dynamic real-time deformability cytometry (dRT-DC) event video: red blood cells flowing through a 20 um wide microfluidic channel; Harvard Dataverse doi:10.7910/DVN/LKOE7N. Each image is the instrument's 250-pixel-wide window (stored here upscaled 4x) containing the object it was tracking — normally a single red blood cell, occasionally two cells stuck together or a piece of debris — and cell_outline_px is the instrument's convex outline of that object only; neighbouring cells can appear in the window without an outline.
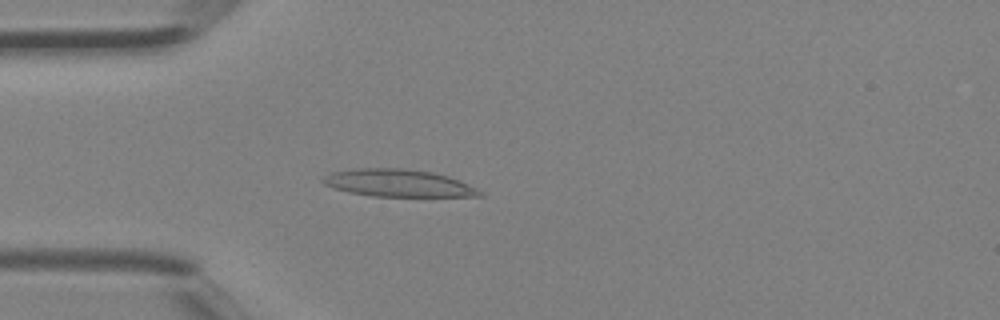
{"species": "Egyptian fruit bat (a non-hibernating species)", "species_latin": "Rousettus aegyptiacus", "temperature_condition": "room temperature", "stored_images_in_passage": 41, "camera_frame_rate_fps": 3000, "um_per_image_px": 0.085, "animal": {"sex": "female"}, "frame": {"image": 1, "passage_image": 12, "time_ms": 3.667, "image_size_px": [1000, 320], "cell_outline_px": [[484, 196], [372, 196], [348, 192], [324, 184], [320, 180], [324, 176], [332, 172], [356, 168], [404, 168], [432, 172], [448, 176], [460, 180], [484, 192]], "centroid_in_image_um": [33.86, 15.56], "position_along_channel_um": 51.1, "area_um2": 24.97}}
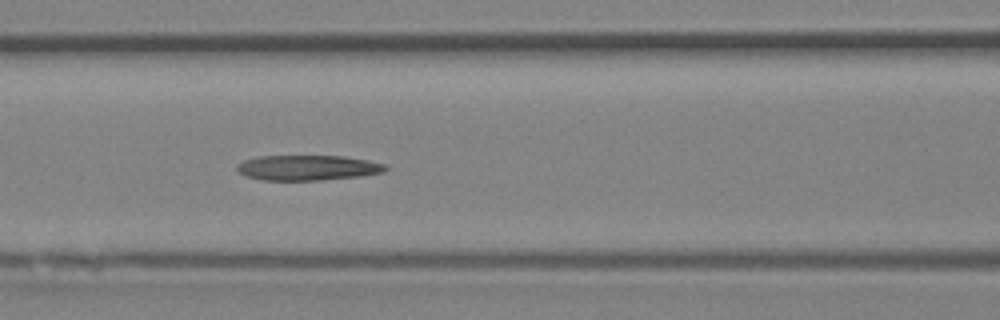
{"frame": {"image": 2, "passage_image": 18, "time_ms": 5.667, "image_size_px": [1000, 320], "cell_outline_px": [[388, 168], [384, 172], [360, 176], [320, 180], [264, 180], [244, 176], [236, 168], [244, 160], [260, 156], [344, 156], [368, 160], [384, 164]], "centroid_in_image_um": [26.17, 14.26], "position_along_channel_um": 140.4, "area_um2": 21.68}}
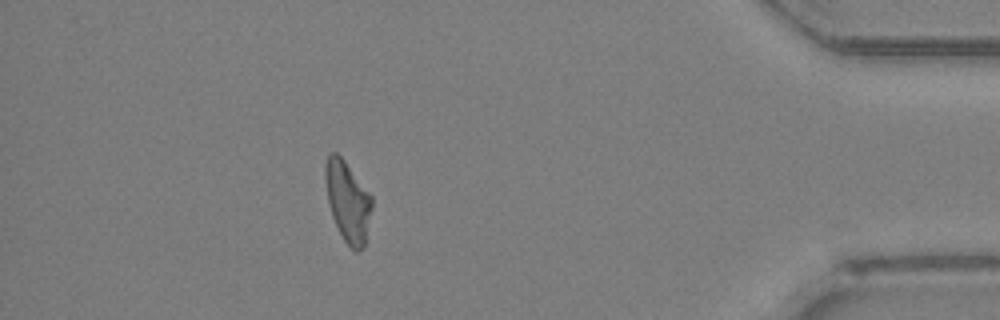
{"frame": {"image": 3, "passage_image": 37, "time_ms": 12.0, "image_size_px": [1000, 320], "cell_outline_px": [[372, 208], [364, 248], [356, 252], [344, 240], [332, 216], [328, 204], [324, 176], [324, 164], [328, 152], [336, 152], [344, 160], [372, 196]], "centroid_in_image_um": [29.54, 17.09], "position_along_channel_um": 405.7, "area_um2": 21.91}}